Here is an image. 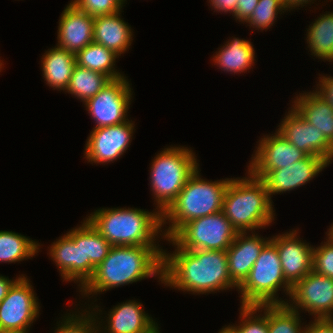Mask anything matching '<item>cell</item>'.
Masks as SVG:
<instances>
[{
    "label": "cell",
    "mask_w": 333,
    "mask_h": 333,
    "mask_svg": "<svg viewBox=\"0 0 333 333\" xmlns=\"http://www.w3.org/2000/svg\"><path fill=\"white\" fill-rule=\"evenodd\" d=\"M297 231L292 230L270 238L277 247L283 276L292 287L313 271L314 247L303 242Z\"/></svg>",
    "instance_id": "15"
},
{
    "label": "cell",
    "mask_w": 333,
    "mask_h": 333,
    "mask_svg": "<svg viewBox=\"0 0 333 333\" xmlns=\"http://www.w3.org/2000/svg\"><path fill=\"white\" fill-rule=\"evenodd\" d=\"M258 142L257 150L251 157L248 171H272L285 168L308 156L288 142L277 130L274 135H265Z\"/></svg>",
    "instance_id": "17"
},
{
    "label": "cell",
    "mask_w": 333,
    "mask_h": 333,
    "mask_svg": "<svg viewBox=\"0 0 333 333\" xmlns=\"http://www.w3.org/2000/svg\"><path fill=\"white\" fill-rule=\"evenodd\" d=\"M238 0H209L210 7H213V9L217 12H226L232 13V16L236 12V6H237Z\"/></svg>",
    "instance_id": "39"
},
{
    "label": "cell",
    "mask_w": 333,
    "mask_h": 333,
    "mask_svg": "<svg viewBox=\"0 0 333 333\" xmlns=\"http://www.w3.org/2000/svg\"><path fill=\"white\" fill-rule=\"evenodd\" d=\"M238 232L232 245L226 250L231 280L239 287L248 277L263 247L271 240L257 233ZM248 235V236H247Z\"/></svg>",
    "instance_id": "19"
},
{
    "label": "cell",
    "mask_w": 333,
    "mask_h": 333,
    "mask_svg": "<svg viewBox=\"0 0 333 333\" xmlns=\"http://www.w3.org/2000/svg\"><path fill=\"white\" fill-rule=\"evenodd\" d=\"M75 243H81L82 287L89 281L95 268L108 256L112 245L86 218L82 225L66 233Z\"/></svg>",
    "instance_id": "20"
},
{
    "label": "cell",
    "mask_w": 333,
    "mask_h": 333,
    "mask_svg": "<svg viewBox=\"0 0 333 333\" xmlns=\"http://www.w3.org/2000/svg\"><path fill=\"white\" fill-rule=\"evenodd\" d=\"M3 61L2 60H0V72H1V70H2V68H3V63H2Z\"/></svg>",
    "instance_id": "45"
},
{
    "label": "cell",
    "mask_w": 333,
    "mask_h": 333,
    "mask_svg": "<svg viewBox=\"0 0 333 333\" xmlns=\"http://www.w3.org/2000/svg\"><path fill=\"white\" fill-rule=\"evenodd\" d=\"M281 287L290 299L292 286L283 276L277 247L269 241L237 289L241 294V305L287 304L288 300L278 299L277 292Z\"/></svg>",
    "instance_id": "7"
},
{
    "label": "cell",
    "mask_w": 333,
    "mask_h": 333,
    "mask_svg": "<svg viewBox=\"0 0 333 333\" xmlns=\"http://www.w3.org/2000/svg\"><path fill=\"white\" fill-rule=\"evenodd\" d=\"M200 168L188 178L176 199L162 213L164 239L170 238L185 223L222 211L223 197L231 178L208 181L200 176ZM167 221V222H166Z\"/></svg>",
    "instance_id": "5"
},
{
    "label": "cell",
    "mask_w": 333,
    "mask_h": 333,
    "mask_svg": "<svg viewBox=\"0 0 333 333\" xmlns=\"http://www.w3.org/2000/svg\"><path fill=\"white\" fill-rule=\"evenodd\" d=\"M290 298L293 310L308 311L315 319L333 318L332 278L311 271L292 287Z\"/></svg>",
    "instance_id": "11"
},
{
    "label": "cell",
    "mask_w": 333,
    "mask_h": 333,
    "mask_svg": "<svg viewBox=\"0 0 333 333\" xmlns=\"http://www.w3.org/2000/svg\"><path fill=\"white\" fill-rule=\"evenodd\" d=\"M195 153L184 146H168L152 160L150 187L156 209L162 214L176 199L199 164Z\"/></svg>",
    "instance_id": "6"
},
{
    "label": "cell",
    "mask_w": 333,
    "mask_h": 333,
    "mask_svg": "<svg viewBox=\"0 0 333 333\" xmlns=\"http://www.w3.org/2000/svg\"><path fill=\"white\" fill-rule=\"evenodd\" d=\"M110 81L105 74L75 65L65 92L76 96L84 103L97 95Z\"/></svg>",
    "instance_id": "28"
},
{
    "label": "cell",
    "mask_w": 333,
    "mask_h": 333,
    "mask_svg": "<svg viewBox=\"0 0 333 333\" xmlns=\"http://www.w3.org/2000/svg\"><path fill=\"white\" fill-rule=\"evenodd\" d=\"M328 231L333 234V224L330 226V228L328 229Z\"/></svg>",
    "instance_id": "44"
},
{
    "label": "cell",
    "mask_w": 333,
    "mask_h": 333,
    "mask_svg": "<svg viewBox=\"0 0 333 333\" xmlns=\"http://www.w3.org/2000/svg\"><path fill=\"white\" fill-rule=\"evenodd\" d=\"M327 233V241L313 249V271L333 279V234Z\"/></svg>",
    "instance_id": "34"
},
{
    "label": "cell",
    "mask_w": 333,
    "mask_h": 333,
    "mask_svg": "<svg viewBox=\"0 0 333 333\" xmlns=\"http://www.w3.org/2000/svg\"><path fill=\"white\" fill-rule=\"evenodd\" d=\"M87 218L112 246L159 247L162 214L137 208H100ZM160 236H159V235ZM159 236V237H158Z\"/></svg>",
    "instance_id": "3"
},
{
    "label": "cell",
    "mask_w": 333,
    "mask_h": 333,
    "mask_svg": "<svg viewBox=\"0 0 333 333\" xmlns=\"http://www.w3.org/2000/svg\"><path fill=\"white\" fill-rule=\"evenodd\" d=\"M94 306L95 308H93ZM94 306L90 311L95 313L98 333H160L156 321L144 311L143 305L136 300H129L113 307L107 314L108 319L105 326H102V319L98 321L100 319L98 315L102 312V310H98L100 306Z\"/></svg>",
    "instance_id": "16"
},
{
    "label": "cell",
    "mask_w": 333,
    "mask_h": 333,
    "mask_svg": "<svg viewBox=\"0 0 333 333\" xmlns=\"http://www.w3.org/2000/svg\"><path fill=\"white\" fill-rule=\"evenodd\" d=\"M118 57L114 51L95 42L75 54L76 65L105 74L111 80L124 77V74L114 68Z\"/></svg>",
    "instance_id": "26"
},
{
    "label": "cell",
    "mask_w": 333,
    "mask_h": 333,
    "mask_svg": "<svg viewBox=\"0 0 333 333\" xmlns=\"http://www.w3.org/2000/svg\"><path fill=\"white\" fill-rule=\"evenodd\" d=\"M41 63L46 84L54 90L65 91L76 65L75 54L56 45L45 51Z\"/></svg>",
    "instance_id": "24"
},
{
    "label": "cell",
    "mask_w": 333,
    "mask_h": 333,
    "mask_svg": "<svg viewBox=\"0 0 333 333\" xmlns=\"http://www.w3.org/2000/svg\"><path fill=\"white\" fill-rule=\"evenodd\" d=\"M49 255L58 267L61 277L79 283L82 288L81 243H75L67 234L56 239L49 248Z\"/></svg>",
    "instance_id": "23"
},
{
    "label": "cell",
    "mask_w": 333,
    "mask_h": 333,
    "mask_svg": "<svg viewBox=\"0 0 333 333\" xmlns=\"http://www.w3.org/2000/svg\"><path fill=\"white\" fill-rule=\"evenodd\" d=\"M134 126V122L128 120L119 125L93 129L84 148L86 160L96 165L117 160L131 145Z\"/></svg>",
    "instance_id": "12"
},
{
    "label": "cell",
    "mask_w": 333,
    "mask_h": 333,
    "mask_svg": "<svg viewBox=\"0 0 333 333\" xmlns=\"http://www.w3.org/2000/svg\"><path fill=\"white\" fill-rule=\"evenodd\" d=\"M121 12L97 16L93 24V42L103 45L119 56L130 49L133 41V31L121 18Z\"/></svg>",
    "instance_id": "21"
},
{
    "label": "cell",
    "mask_w": 333,
    "mask_h": 333,
    "mask_svg": "<svg viewBox=\"0 0 333 333\" xmlns=\"http://www.w3.org/2000/svg\"><path fill=\"white\" fill-rule=\"evenodd\" d=\"M70 2L93 17L118 13L125 4L124 0H72Z\"/></svg>",
    "instance_id": "35"
},
{
    "label": "cell",
    "mask_w": 333,
    "mask_h": 333,
    "mask_svg": "<svg viewBox=\"0 0 333 333\" xmlns=\"http://www.w3.org/2000/svg\"><path fill=\"white\" fill-rule=\"evenodd\" d=\"M306 41L311 55L333 61V12L320 15L309 25Z\"/></svg>",
    "instance_id": "27"
},
{
    "label": "cell",
    "mask_w": 333,
    "mask_h": 333,
    "mask_svg": "<svg viewBox=\"0 0 333 333\" xmlns=\"http://www.w3.org/2000/svg\"><path fill=\"white\" fill-rule=\"evenodd\" d=\"M273 202L265 183L249 171L247 177L231 178L224 193L222 212L238 232H256L274 220Z\"/></svg>",
    "instance_id": "4"
},
{
    "label": "cell",
    "mask_w": 333,
    "mask_h": 333,
    "mask_svg": "<svg viewBox=\"0 0 333 333\" xmlns=\"http://www.w3.org/2000/svg\"><path fill=\"white\" fill-rule=\"evenodd\" d=\"M94 20L95 17L70 2L59 19L57 46L74 54L84 49L93 42Z\"/></svg>",
    "instance_id": "18"
},
{
    "label": "cell",
    "mask_w": 333,
    "mask_h": 333,
    "mask_svg": "<svg viewBox=\"0 0 333 333\" xmlns=\"http://www.w3.org/2000/svg\"><path fill=\"white\" fill-rule=\"evenodd\" d=\"M34 292L28 278L19 275L0 303V331L29 332L40 310Z\"/></svg>",
    "instance_id": "9"
},
{
    "label": "cell",
    "mask_w": 333,
    "mask_h": 333,
    "mask_svg": "<svg viewBox=\"0 0 333 333\" xmlns=\"http://www.w3.org/2000/svg\"><path fill=\"white\" fill-rule=\"evenodd\" d=\"M85 308L83 313L65 314L64 319L59 321L54 333H98L97 322L94 313ZM61 322V323H60Z\"/></svg>",
    "instance_id": "32"
},
{
    "label": "cell",
    "mask_w": 333,
    "mask_h": 333,
    "mask_svg": "<svg viewBox=\"0 0 333 333\" xmlns=\"http://www.w3.org/2000/svg\"><path fill=\"white\" fill-rule=\"evenodd\" d=\"M40 244L29 237L12 231H0V262L15 263L32 258Z\"/></svg>",
    "instance_id": "29"
},
{
    "label": "cell",
    "mask_w": 333,
    "mask_h": 333,
    "mask_svg": "<svg viewBox=\"0 0 333 333\" xmlns=\"http://www.w3.org/2000/svg\"><path fill=\"white\" fill-rule=\"evenodd\" d=\"M165 240L176 247L173 253L163 251L162 283L165 286L194 295L238 289L229 275L226 251L185 250L170 238Z\"/></svg>",
    "instance_id": "1"
},
{
    "label": "cell",
    "mask_w": 333,
    "mask_h": 333,
    "mask_svg": "<svg viewBox=\"0 0 333 333\" xmlns=\"http://www.w3.org/2000/svg\"><path fill=\"white\" fill-rule=\"evenodd\" d=\"M259 0H238L236 6V12L233 15L236 21L245 23L253 13Z\"/></svg>",
    "instance_id": "36"
},
{
    "label": "cell",
    "mask_w": 333,
    "mask_h": 333,
    "mask_svg": "<svg viewBox=\"0 0 333 333\" xmlns=\"http://www.w3.org/2000/svg\"><path fill=\"white\" fill-rule=\"evenodd\" d=\"M305 325L304 333H333V318L314 319Z\"/></svg>",
    "instance_id": "38"
},
{
    "label": "cell",
    "mask_w": 333,
    "mask_h": 333,
    "mask_svg": "<svg viewBox=\"0 0 333 333\" xmlns=\"http://www.w3.org/2000/svg\"><path fill=\"white\" fill-rule=\"evenodd\" d=\"M163 251L161 247L151 246H112L79 292L82 296H94L151 276H158L162 283Z\"/></svg>",
    "instance_id": "2"
},
{
    "label": "cell",
    "mask_w": 333,
    "mask_h": 333,
    "mask_svg": "<svg viewBox=\"0 0 333 333\" xmlns=\"http://www.w3.org/2000/svg\"><path fill=\"white\" fill-rule=\"evenodd\" d=\"M286 12L281 0H259L250 18L246 21L255 30H267L276 22L278 13Z\"/></svg>",
    "instance_id": "33"
},
{
    "label": "cell",
    "mask_w": 333,
    "mask_h": 333,
    "mask_svg": "<svg viewBox=\"0 0 333 333\" xmlns=\"http://www.w3.org/2000/svg\"><path fill=\"white\" fill-rule=\"evenodd\" d=\"M240 309L242 320L238 325H232L239 333H268V304L241 305Z\"/></svg>",
    "instance_id": "31"
},
{
    "label": "cell",
    "mask_w": 333,
    "mask_h": 333,
    "mask_svg": "<svg viewBox=\"0 0 333 333\" xmlns=\"http://www.w3.org/2000/svg\"><path fill=\"white\" fill-rule=\"evenodd\" d=\"M311 1L313 2V0H281L284 9L287 10V12L295 9L296 7H304L308 3H312Z\"/></svg>",
    "instance_id": "41"
},
{
    "label": "cell",
    "mask_w": 333,
    "mask_h": 333,
    "mask_svg": "<svg viewBox=\"0 0 333 333\" xmlns=\"http://www.w3.org/2000/svg\"><path fill=\"white\" fill-rule=\"evenodd\" d=\"M329 163L322 157L307 156L285 168L272 171H249L254 177L261 179L271 195L280 194L299 188L310 182Z\"/></svg>",
    "instance_id": "14"
},
{
    "label": "cell",
    "mask_w": 333,
    "mask_h": 333,
    "mask_svg": "<svg viewBox=\"0 0 333 333\" xmlns=\"http://www.w3.org/2000/svg\"><path fill=\"white\" fill-rule=\"evenodd\" d=\"M127 77L111 80L97 95L83 104L94 119L96 126H113L122 124L129 119L127 112L132 99V90Z\"/></svg>",
    "instance_id": "10"
},
{
    "label": "cell",
    "mask_w": 333,
    "mask_h": 333,
    "mask_svg": "<svg viewBox=\"0 0 333 333\" xmlns=\"http://www.w3.org/2000/svg\"><path fill=\"white\" fill-rule=\"evenodd\" d=\"M255 60V50L251 41L232 38L221 46L220 50L213 56L214 65L222 71L241 74L252 68Z\"/></svg>",
    "instance_id": "25"
},
{
    "label": "cell",
    "mask_w": 333,
    "mask_h": 333,
    "mask_svg": "<svg viewBox=\"0 0 333 333\" xmlns=\"http://www.w3.org/2000/svg\"><path fill=\"white\" fill-rule=\"evenodd\" d=\"M300 317L288 304H268V333H304Z\"/></svg>",
    "instance_id": "30"
},
{
    "label": "cell",
    "mask_w": 333,
    "mask_h": 333,
    "mask_svg": "<svg viewBox=\"0 0 333 333\" xmlns=\"http://www.w3.org/2000/svg\"><path fill=\"white\" fill-rule=\"evenodd\" d=\"M237 234L238 231L221 211L185 223L170 239L185 250L226 251Z\"/></svg>",
    "instance_id": "8"
},
{
    "label": "cell",
    "mask_w": 333,
    "mask_h": 333,
    "mask_svg": "<svg viewBox=\"0 0 333 333\" xmlns=\"http://www.w3.org/2000/svg\"><path fill=\"white\" fill-rule=\"evenodd\" d=\"M19 277H17L16 279H9L8 277H4L2 275H0V303L1 301L6 297L7 292L9 290V288L13 285V283L18 279Z\"/></svg>",
    "instance_id": "40"
},
{
    "label": "cell",
    "mask_w": 333,
    "mask_h": 333,
    "mask_svg": "<svg viewBox=\"0 0 333 333\" xmlns=\"http://www.w3.org/2000/svg\"><path fill=\"white\" fill-rule=\"evenodd\" d=\"M0 333H29L27 331H0Z\"/></svg>",
    "instance_id": "43"
},
{
    "label": "cell",
    "mask_w": 333,
    "mask_h": 333,
    "mask_svg": "<svg viewBox=\"0 0 333 333\" xmlns=\"http://www.w3.org/2000/svg\"><path fill=\"white\" fill-rule=\"evenodd\" d=\"M276 129L288 142L308 156L322 157L329 164L333 160V145L314 125L308 123L300 113L291 106L287 115Z\"/></svg>",
    "instance_id": "13"
},
{
    "label": "cell",
    "mask_w": 333,
    "mask_h": 333,
    "mask_svg": "<svg viewBox=\"0 0 333 333\" xmlns=\"http://www.w3.org/2000/svg\"><path fill=\"white\" fill-rule=\"evenodd\" d=\"M315 89L316 90L314 91L325 99L333 108V77L321 76Z\"/></svg>",
    "instance_id": "37"
},
{
    "label": "cell",
    "mask_w": 333,
    "mask_h": 333,
    "mask_svg": "<svg viewBox=\"0 0 333 333\" xmlns=\"http://www.w3.org/2000/svg\"><path fill=\"white\" fill-rule=\"evenodd\" d=\"M218 333H239L232 325L230 324L223 327Z\"/></svg>",
    "instance_id": "42"
},
{
    "label": "cell",
    "mask_w": 333,
    "mask_h": 333,
    "mask_svg": "<svg viewBox=\"0 0 333 333\" xmlns=\"http://www.w3.org/2000/svg\"><path fill=\"white\" fill-rule=\"evenodd\" d=\"M298 96L292 106L333 145V108L314 90Z\"/></svg>",
    "instance_id": "22"
}]
</instances>
